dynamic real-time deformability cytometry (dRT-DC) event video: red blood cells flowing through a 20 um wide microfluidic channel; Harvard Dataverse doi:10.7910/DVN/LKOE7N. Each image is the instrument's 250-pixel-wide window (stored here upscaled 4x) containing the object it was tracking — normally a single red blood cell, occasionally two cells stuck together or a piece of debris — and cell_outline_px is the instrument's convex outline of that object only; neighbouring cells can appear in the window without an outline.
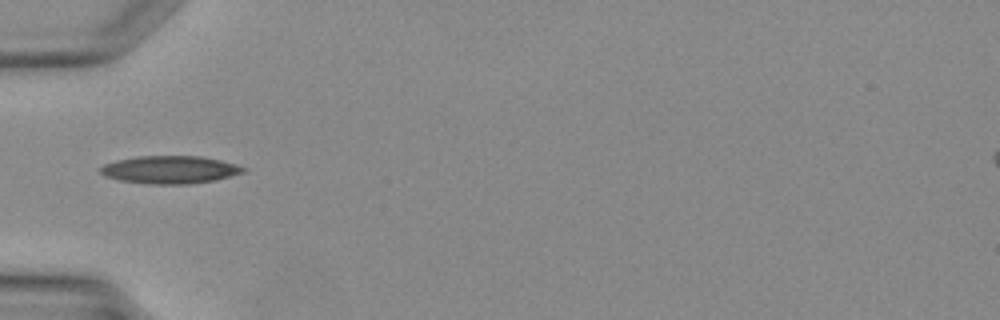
{"species": "Egyptian fruit bat (a non-hibernating species)", "species_latin": "Rousettus aegyptiacus", "temperature_condition": "warm", "stored_images_in_passage": 25, "camera_frame_rate_fps": 3000, "um_per_image_px": 0.085, "animal": {"sex": "female"}, "frame": {"image": 1, "passage_image": 1, "time_ms": 0.0, "image_size_px": [1000, 320], "cell_outline_px": [[248, 168], [244, 172], [216, 180], [188, 184], [148, 184], [120, 180], [104, 176], [100, 172], [100, 168], [104, 164], [116, 160], [140, 156], [200, 156], [220, 160], [236, 164]], "centroid_in_image_um": [14.45, 14.42], "position_along_channel_um": 70.5, "area_um2": 23.12}}